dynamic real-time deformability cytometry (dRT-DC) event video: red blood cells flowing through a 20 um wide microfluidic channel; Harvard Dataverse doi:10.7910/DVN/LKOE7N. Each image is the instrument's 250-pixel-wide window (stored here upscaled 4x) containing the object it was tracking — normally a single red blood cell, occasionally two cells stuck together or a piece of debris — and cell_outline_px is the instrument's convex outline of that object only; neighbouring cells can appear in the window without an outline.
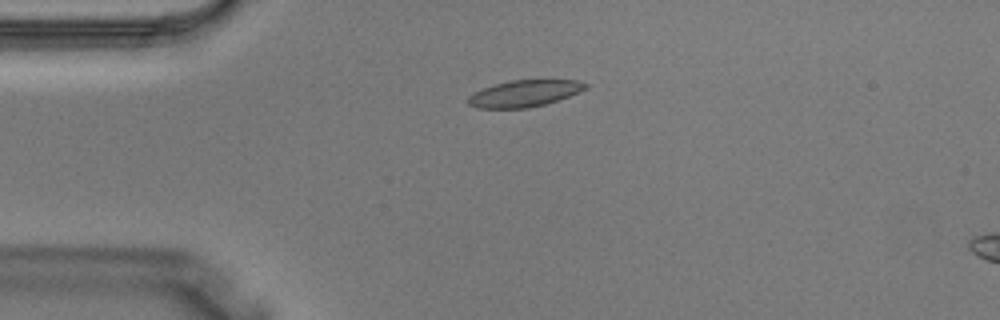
{"species": "Egyptian fruit bat (a non-hibernating species)", "species_latin": "Rousettus aegyptiacus", "temperature_condition": "warm", "stored_images_in_passage": 4, "camera_frame_rate_fps": 3000, "um_per_image_px": 0.085, "animal": {"sex": "male"}, "frame": {"image": 1, "passage_image": 3, "time_ms": 0.667, "image_size_px": [1000, 320], "cell_outline_px": [[588, 88], [580, 92], [544, 104], [528, 108], [476, 108], [468, 104], [468, 96], [484, 88], [496, 84], [512, 80], [576, 80], [588, 84]], "centroid_in_image_um": [44.59, 7.94], "position_along_channel_um": 40.4, "area_um2": 17.98}}